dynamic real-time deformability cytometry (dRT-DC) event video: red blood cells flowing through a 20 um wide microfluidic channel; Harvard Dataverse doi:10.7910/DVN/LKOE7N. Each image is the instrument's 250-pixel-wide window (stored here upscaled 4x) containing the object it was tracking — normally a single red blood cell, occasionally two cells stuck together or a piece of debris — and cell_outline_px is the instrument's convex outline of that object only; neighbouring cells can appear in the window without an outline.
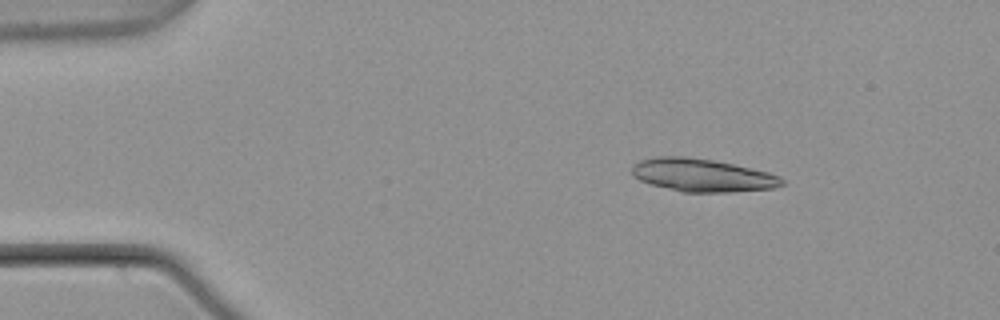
{"species": "common noctule bat (a hibernating species)", "species_latin": "Nyctalus noctula", "temperature_condition": "warm", "stored_images_in_passage": 3, "camera_frame_rate_fps": 3000, "um_per_image_px": 0.085, "animal": {"sex": "male", "body_mass_g": 21.5, "forearm_length_mm": 52.0}, "frame": {"image": 1, "passage_image": 1, "time_ms": 0.0, "image_size_px": [1000, 320], "cell_outline_px": [[784, 184], [776, 188], [728, 192], [684, 192], [652, 184], [640, 180], [632, 176], [632, 164], [640, 160], [656, 156], [684, 156], [712, 160], [732, 164], [768, 172], [780, 176], [784, 180]], "centroid_in_image_um": [59.69, 14.89], "position_along_channel_um": 25.3, "area_um2": 28.73}}